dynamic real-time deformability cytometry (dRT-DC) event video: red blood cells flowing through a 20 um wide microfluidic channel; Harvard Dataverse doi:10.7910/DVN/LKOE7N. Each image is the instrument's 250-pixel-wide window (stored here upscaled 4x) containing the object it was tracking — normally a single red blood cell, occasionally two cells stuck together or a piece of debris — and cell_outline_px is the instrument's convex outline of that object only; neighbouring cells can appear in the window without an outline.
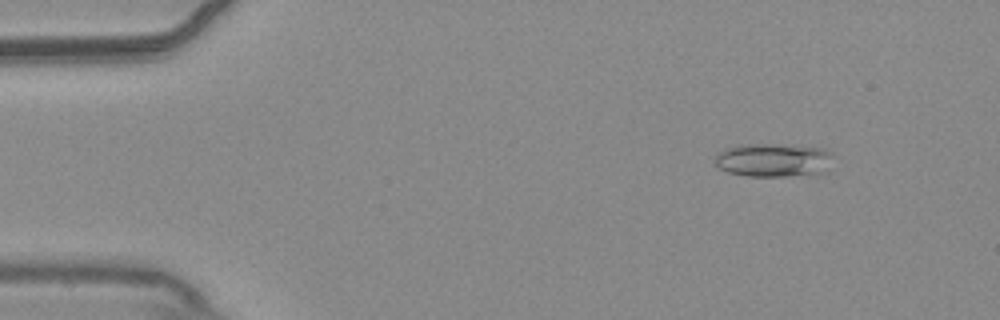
{"species": "common noctule bat (a hibernating species)", "species_latin": "Nyctalus noctula", "temperature_condition": "warm", "stored_images_in_passage": 54, "camera_frame_rate_fps": 3000, "um_per_image_px": 0.085, "animal": {"sex": "male", "body_mass_g": 20.4}, "frame": {"image": 1, "passage_image": 6, "time_ms": 1.667, "image_size_px": [1000, 320], "cell_outline_px": [[832, 156], [816, 172], [788, 176], [748, 176], [728, 172], [720, 168], [712, 160], [724, 148], [736, 144], [768, 144], [820, 148], [828, 152]], "centroid_in_image_um": [65.53, 13.59], "position_along_channel_um": 19.5, "area_um2": 22.2}}
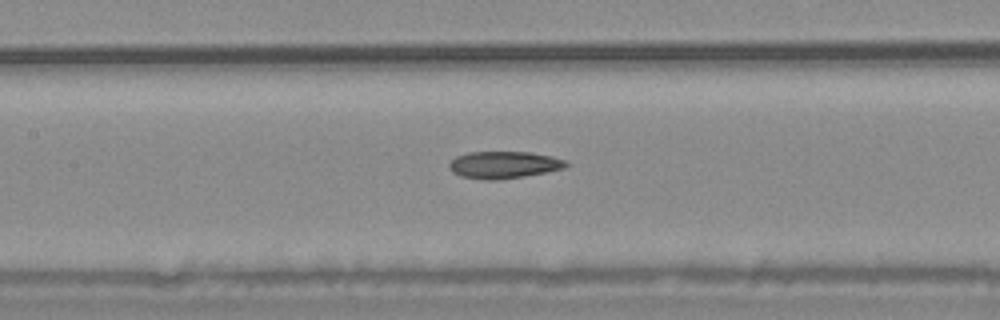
{"frame": {"image": 2, "passage_image": 25, "time_ms": 8.0, "image_size_px": [1000, 320], "cell_outline_px": [[568, 164], [564, 168], [548, 172], [524, 176], [496, 180], [488, 180], [460, 176], [452, 172], [448, 164], [456, 156], [468, 152], [532, 152], [552, 156], [564, 160]], "centroid_in_image_um": [42.82, 14.01], "position_along_channel_um": 164.6, "area_um2": 18.44}}
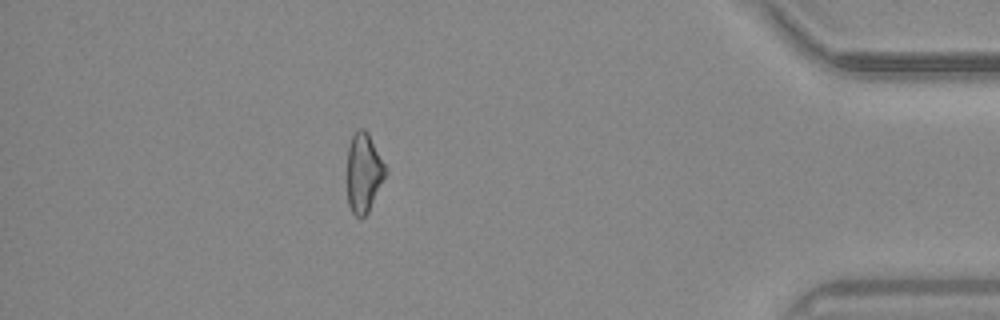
{"frame": {"image": 3, "passage_image": 48, "time_ms": 15.667, "image_size_px": [1000, 320], "cell_outline_px": [[388, 172], [368, 212], [360, 220], [352, 212], [348, 204], [348, 148], [352, 136], [360, 128], [364, 128], [368, 132], [388, 168]], "centroid_in_image_um": [30.95, 14.69], "position_along_channel_um": 404.3, "area_um2": 17.86}, "authors_computed_cell_mechanics": {"area_um2": 18.5538, "velocity_mm_per_s": 3.7182, "shape_relaxation_time_tau1_ms": null, "shape_relaxation_time_tau2_ms": 7.0128, "deformation_change_tau1": null, "deformation_change_tau2": 0.1921}}